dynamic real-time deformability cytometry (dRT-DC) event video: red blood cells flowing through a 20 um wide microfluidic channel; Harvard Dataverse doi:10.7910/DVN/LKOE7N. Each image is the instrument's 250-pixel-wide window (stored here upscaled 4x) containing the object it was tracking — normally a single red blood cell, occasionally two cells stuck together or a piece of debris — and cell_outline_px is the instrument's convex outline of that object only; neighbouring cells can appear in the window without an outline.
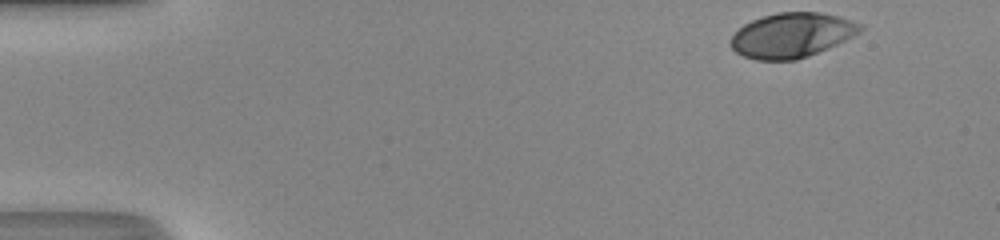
{"species": "human", "species_latin": "Homo sapiens", "temperature_condition": "room temperature", "stored_images_in_passage": 37, "camera_frame_rate_fps": 3000, "um_per_image_px": 0.085, "donor": {"sex": "male"}, "frame": {"image": 1, "passage_image": 1, "time_ms": 0.0, "image_size_px": [1000, 240], "cell_outline_px": [[864, 28], [860, 32], [828, 48], [808, 56], [796, 60], [756, 60], [744, 56], [736, 52], [728, 44], [732, 36], [744, 24], [752, 20], [776, 12], [820, 12], [840, 16], [864, 24]], "centroid_in_image_um": [67.31, 2.99], "position_along_channel_um": 17.7, "area_um2": 33.81}}
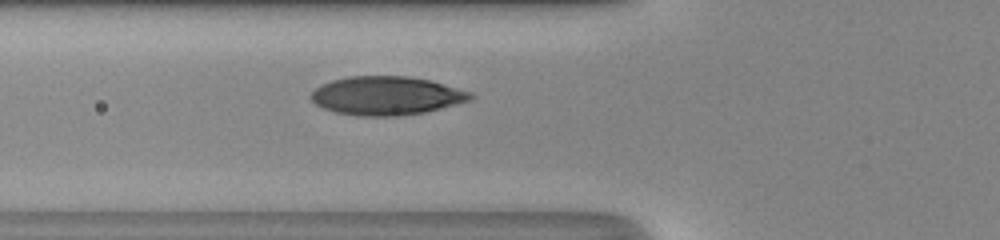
{"frame": {"image": 2, "passage_image": 15, "time_ms": 4.667, "image_size_px": [1000, 240], "cell_outline_px": [[476, 96], [472, 100], [424, 112], [400, 116], [356, 116], [336, 112], [324, 108], [316, 104], [308, 96], [320, 84], [332, 80], [348, 76], [412, 76], [444, 84], [472, 92]], "centroid_in_image_um": [32.85, 8.13], "position_along_channel_um": 93.0, "area_um2": 36.07}}
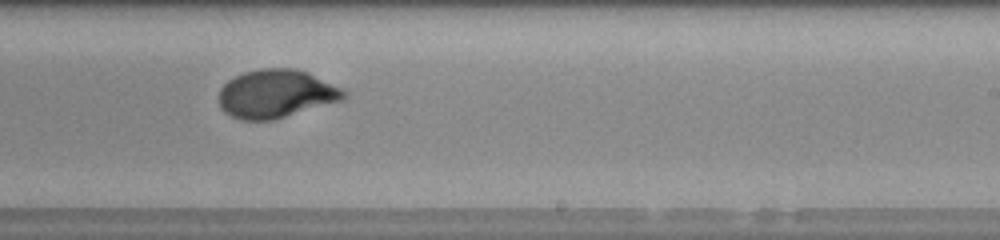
{"frame": {"image": 3, "passage_image": 27, "time_ms": 8.667, "image_size_px": [1000, 240], "cell_outline_px": [[348, 96], [340, 100], [272, 120], [240, 120], [224, 112], [220, 108], [220, 88], [228, 80], [244, 72], [260, 68], [296, 68], [308, 72], [348, 92]], "centroid_in_image_um": [23.44, 7.96], "position_along_channel_um": 265.6, "area_um2": 34.85}, "authors_computed_cell_mechanics": {"area_um2": 34.8534, "velocity_mm_per_s": 4.3199, "shape_relaxation_time_tau1_ms": 3.9819, "shape_relaxation_time_tau2_ms": null, "deformation_change_tau1": 0.1919, "deformation_change_tau2": null}}